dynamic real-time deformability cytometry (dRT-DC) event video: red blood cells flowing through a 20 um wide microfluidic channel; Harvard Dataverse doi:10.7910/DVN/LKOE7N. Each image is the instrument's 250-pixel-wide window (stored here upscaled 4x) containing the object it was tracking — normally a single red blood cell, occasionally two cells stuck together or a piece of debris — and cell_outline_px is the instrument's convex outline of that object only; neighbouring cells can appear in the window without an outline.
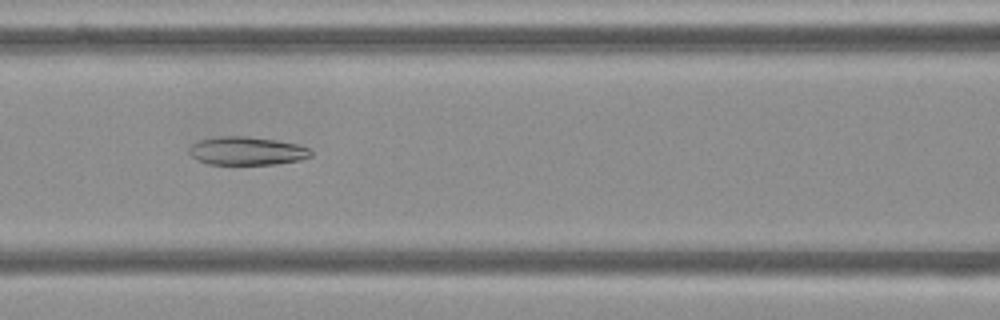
{"species": "Egyptian fruit bat (a non-hibernating species)", "species_latin": "Rousettus aegyptiacus", "temperature_condition": "cold", "stored_images_in_passage": 54, "camera_frame_rate_fps": 3000, "um_per_image_px": 0.085, "frame": {"image": 1, "passage_image": 23, "time_ms": 7.333, "image_size_px": [1000, 320], "cell_outline_px": [[312, 156], [300, 160], [276, 164], [208, 164], [196, 160], [188, 152], [188, 148], [192, 144], [200, 140], [216, 136], [248, 136], [276, 140], [296, 144], [308, 148], [312, 152]], "centroid_in_image_um": [20.95, 12.82], "position_along_channel_um": 145.6, "area_um2": 20.17}}
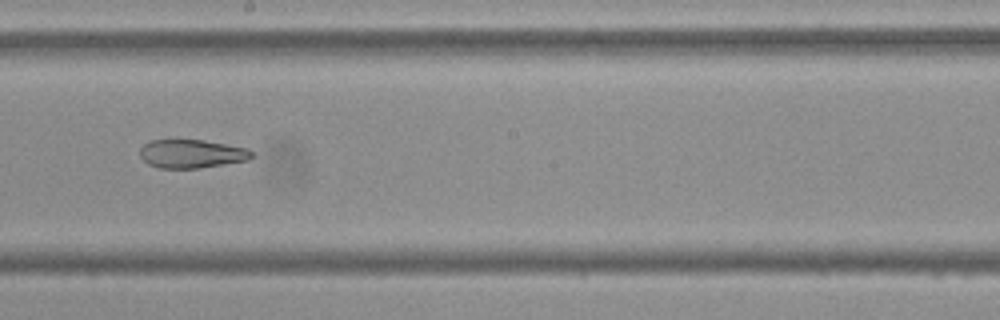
{"frame": {"image": 2, "passage_image": 30, "time_ms": 9.667, "image_size_px": [1000, 320], "cell_outline_px": [[252, 156], [248, 160], [200, 168], [156, 168], [148, 164], [140, 156], [140, 148], [144, 144], [152, 140], [204, 140], [248, 148], [252, 152]], "centroid_in_image_um": [16.28, 13.07], "position_along_channel_um": 231.9, "area_um2": 18.55}}
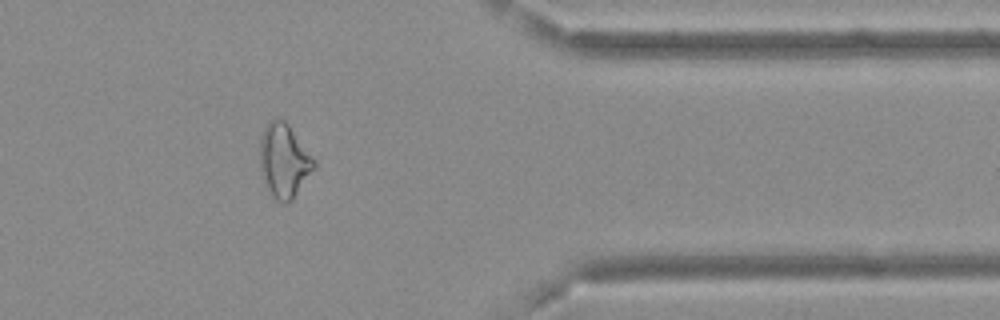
{"frame": {"image": 3, "passage_image": 44, "time_ms": 14.333, "image_size_px": [1000, 320], "cell_outline_px": [[316, 168], [292, 200], [284, 204], [272, 200], [260, 172], [260, 136], [268, 120], [272, 116], [276, 116], [284, 120], [288, 124], [316, 160]], "centroid_in_image_um": [24.13, 13.66], "position_along_channel_um": 387.3, "area_um2": 23.99}, "authors_computed_cell_mechanics": {"area_um2": 23.7269, "velocity_mm_per_s": 3.7112, "shape_relaxation_time_tau1_ms": null, "shape_relaxation_time_tau2_ms": 4.9281, "deformation_change_tau1": null, "deformation_change_tau2": 0.1244}}